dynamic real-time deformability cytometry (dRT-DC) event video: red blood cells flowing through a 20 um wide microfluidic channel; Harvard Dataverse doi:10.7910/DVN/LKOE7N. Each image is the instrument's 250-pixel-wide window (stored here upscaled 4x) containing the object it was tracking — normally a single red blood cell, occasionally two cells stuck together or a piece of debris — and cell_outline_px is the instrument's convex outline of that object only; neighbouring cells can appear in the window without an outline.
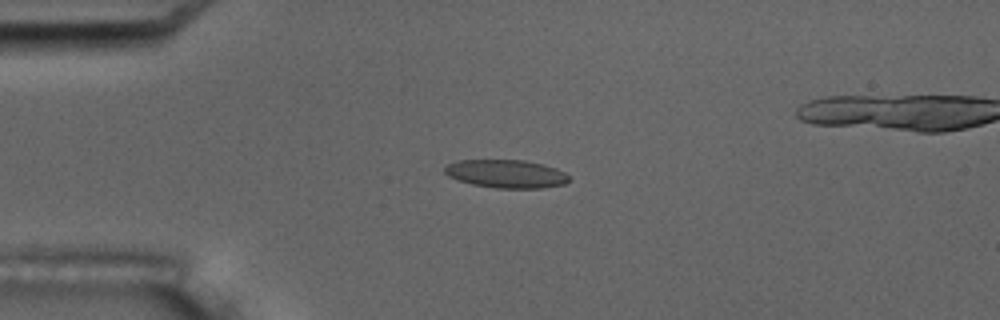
{"species": "common noctule bat (a hibernating species)", "species_latin": "Nyctalus noctula", "temperature_condition": "room temperature", "stored_images_in_passage": 6, "camera_frame_rate_fps": 3000, "um_per_image_px": 0.085, "animal": {"sex": "male", "body_mass_g": 17.5, "forearm_length_mm": 52.3}, "frame": {"image": 1, "passage_image": 4, "time_ms": 4.333, "image_size_px": [1000, 320], "cell_outline_px": [[568, 180], [564, 184], [540, 188], [496, 188], [472, 184], [456, 180], [448, 176], [444, 172], [444, 168], [448, 164], [460, 160], [524, 160], [556, 168], [564, 172], [568, 176]], "centroid_in_image_um": [42.99, 14.77], "position_along_channel_um": 42.0, "area_um2": 20.29}}